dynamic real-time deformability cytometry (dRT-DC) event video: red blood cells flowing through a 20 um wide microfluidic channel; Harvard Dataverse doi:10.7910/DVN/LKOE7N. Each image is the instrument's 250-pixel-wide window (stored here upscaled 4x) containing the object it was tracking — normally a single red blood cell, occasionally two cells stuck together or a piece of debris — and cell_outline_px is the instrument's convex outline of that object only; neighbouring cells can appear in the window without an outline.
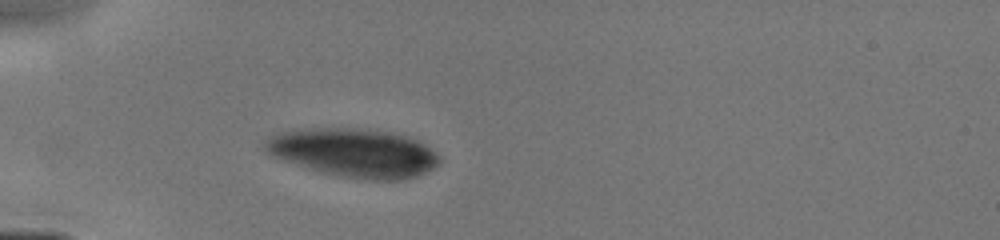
{"species": "human", "species_latin": "Homo sapiens", "temperature_condition": "cold", "stored_images_in_passage": 3, "camera_frame_rate_fps": 3000, "um_per_image_px": 0.085, "donor": {"sex": "male"}, "frame": {"image": 1, "passage_image": 3, "time_ms": 1.333, "image_size_px": [1000, 240], "cell_outline_px": [[440, 164], [416, 176], [404, 180], [368, 180], [344, 176], [324, 172], [280, 160], [264, 152], [264, 140], [268, 136], [280, 132], [320, 128], [344, 128], [384, 132], [408, 136], [424, 144], [440, 156]], "centroid_in_image_um": [30.05, 13.0], "position_along_channel_um": 54.9, "area_um2": 48.84}}